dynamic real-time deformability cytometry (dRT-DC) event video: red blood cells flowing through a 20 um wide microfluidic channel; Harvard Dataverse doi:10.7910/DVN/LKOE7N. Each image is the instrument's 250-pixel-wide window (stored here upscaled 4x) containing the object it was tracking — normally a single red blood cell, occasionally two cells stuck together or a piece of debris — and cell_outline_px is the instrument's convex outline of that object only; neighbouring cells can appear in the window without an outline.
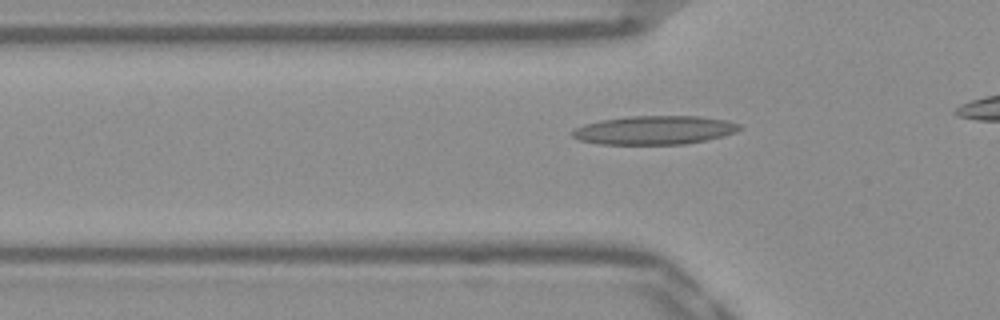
{"species": "Egyptian fruit bat (a non-hibernating species)", "species_latin": "Rousettus aegyptiacus", "temperature_condition": "warm", "stored_images_in_passage": 34, "camera_frame_rate_fps": 3000, "um_per_image_px": 0.085, "frame": {"image": 1, "passage_image": 9, "time_ms": 2.667, "image_size_px": [1000, 320], "cell_outline_px": [[740, 128], [736, 132], [704, 140], [684, 144], [600, 144], [580, 140], [572, 136], [572, 128], [584, 124], [600, 120], [628, 116], [696, 116], [728, 120], [740, 124]], "centroid_in_image_um": [55.58, 11.05], "position_along_channel_um": 70.2, "area_um2": 27.86}}
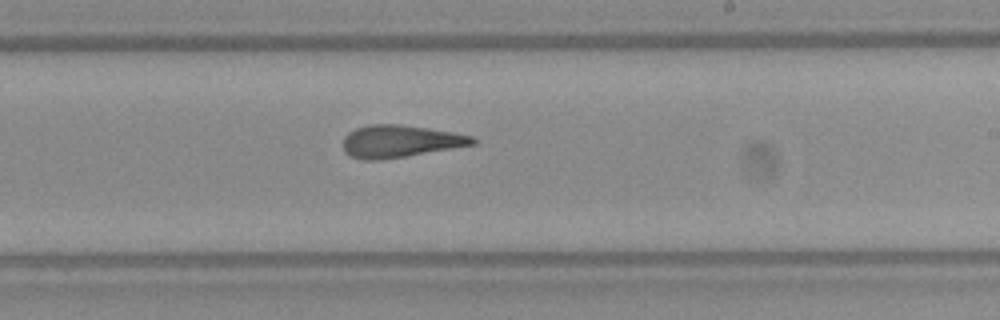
{"frame": {"image": 2, "passage_image": 23, "time_ms": 7.333, "image_size_px": [1000, 320], "cell_outline_px": [[476, 144], [380, 160], [364, 160], [352, 156], [344, 152], [344, 136], [348, 132], [356, 128], [372, 124], [400, 124], [428, 128], [452, 132], [472, 136], [476, 140]], "centroid_in_image_um": [33.98, 12.0], "position_along_channel_um": 255.0, "area_um2": 24.1}}
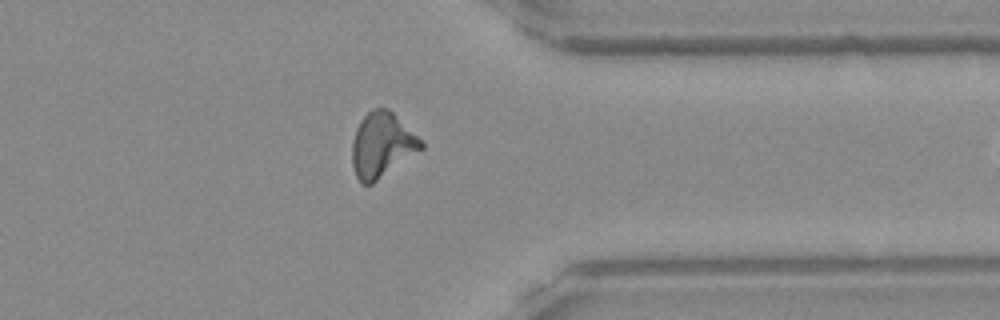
{"frame": {"image": 3, "passage_image": 33, "time_ms": 10.667, "image_size_px": [1000, 320], "cell_outline_px": [[424, 148], [372, 184], [364, 184], [356, 176], [352, 164], [352, 140], [356, 128], [360, 120], [372, 108], [388, 108], [424, 144]], "centroid_in_image_um": [32.43, 12.33], "position_along_channel_um": 379.0, "area_um2": 25.72}}